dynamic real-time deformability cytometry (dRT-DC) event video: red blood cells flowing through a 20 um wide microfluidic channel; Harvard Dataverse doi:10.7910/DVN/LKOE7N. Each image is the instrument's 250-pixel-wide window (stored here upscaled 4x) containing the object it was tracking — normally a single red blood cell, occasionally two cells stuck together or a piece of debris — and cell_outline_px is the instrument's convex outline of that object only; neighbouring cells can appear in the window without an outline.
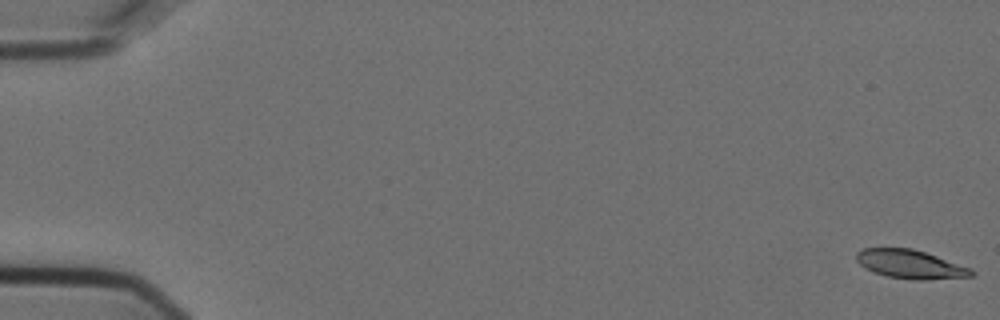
{"species": "Egyptian fruit bat (a non-hibernating species)", "species_latin": "Rousettus aegyptiacus", "temperature_condition": "cold", "stored_images_in_passage": 6, "camera_frame_rate_fps": 3000, "um_per_image_px": 0.085, "animal": {"sex": "female"}, "frame": {"image": 1, "passage_image": 1, "time_ms": 0.0, "image_size_px": [1000, 320], "cell_outline_px": [[976, 272], [972, 276], [924, 280], [916, 280], [888, 276], [864, 268], [856, 260], [856, 252], [864, 248], [912, 248], [972, 268]], "centroid_in_image_um": [77.39, 22.46], "position_along_channel_um": 7.6, "area_um2": 19.07}}
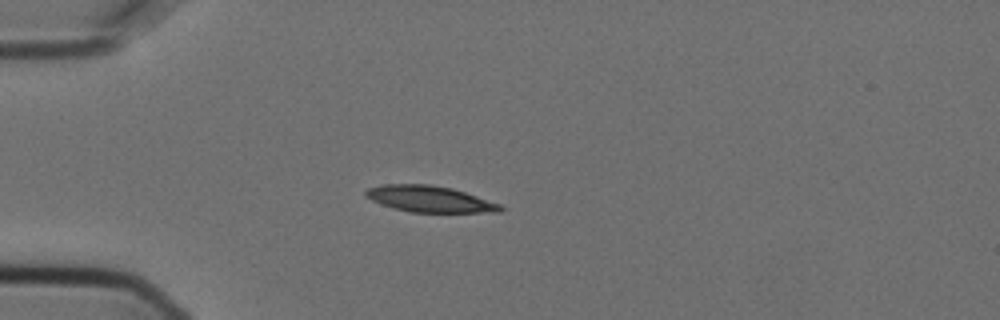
{"frame": {"image": 2, "passage_image": 4, "time_ms": 1.0, "image_size_px": [1000, 320], "cell_outline_px": [[504, 208], [500, 212], [412, 212], [392, 208], [380, 204], [364, 196], [364, 192], [368, 188], [380, 184], [432, 184], [452, 188], [500, 204]], "centroid_in_image_um": [36.47, 16.91], "position_along_channel_um": 48.5, "area_um2": 20.63}}